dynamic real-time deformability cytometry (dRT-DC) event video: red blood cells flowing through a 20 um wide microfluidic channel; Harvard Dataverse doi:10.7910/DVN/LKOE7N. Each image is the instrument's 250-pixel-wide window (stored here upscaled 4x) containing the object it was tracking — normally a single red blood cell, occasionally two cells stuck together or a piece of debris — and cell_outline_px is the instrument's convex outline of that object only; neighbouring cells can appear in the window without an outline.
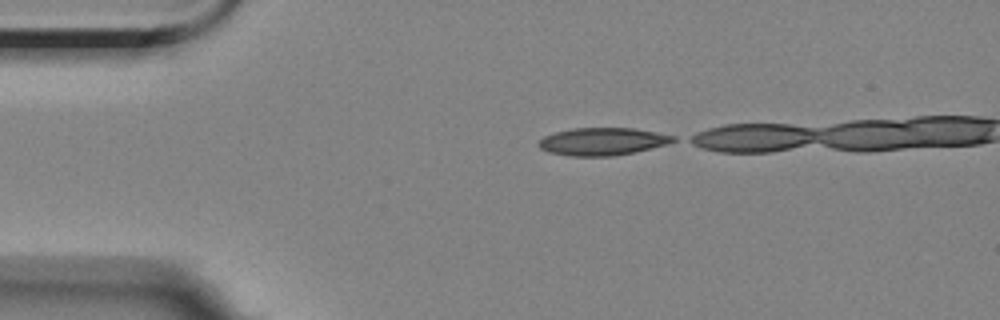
{"species": "Egyptian fruit bat (a non-hibernating species)", "species_latin": "Rousettus aegyptiacus", "temperature_condition": "room temperature", "stored_images_in_passage": 10, "camera_frame_rate_fps": 3000, "um_per_image_px": 0.085, "animal": {"sex": "female"}, "frame": {"image": 1, "passage_image": 1, "time_ms": 0.0, "image_size_px": [1000, 320], "cell_outline_px": [[676, 140], [664, 144], [636, 152], [612, 156], [568, 156], [548, 152], [540, 148], [536, 144], [544, 136], [556, 132], [572, 128], [632, 128], [656, 132], [676, 136]], "centroid_in_image_um": [51.17, 12.03], "position_along_channel_um": 33.8, "area_um2": 21.56}}